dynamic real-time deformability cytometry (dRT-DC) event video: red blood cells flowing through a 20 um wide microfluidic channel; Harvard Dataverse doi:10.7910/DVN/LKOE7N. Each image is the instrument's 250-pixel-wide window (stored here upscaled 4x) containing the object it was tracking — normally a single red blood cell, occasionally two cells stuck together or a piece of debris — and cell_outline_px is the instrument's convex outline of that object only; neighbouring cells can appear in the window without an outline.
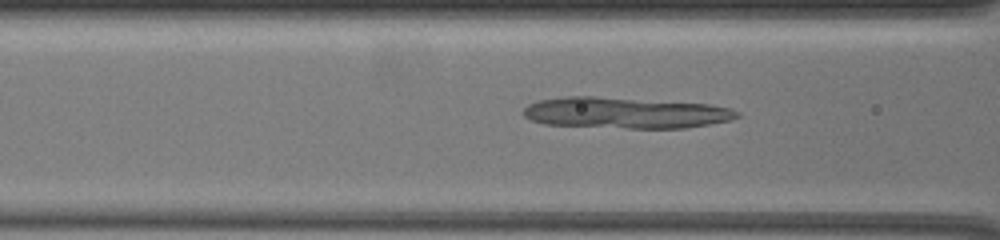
{"species": "common noctule bat (a hibernating species)", "species_latin": "Nyctalus noctula", "temperature_condition": "warm", "stored_images_in_passage": 44, "camera_frame_rate_fps": 3000, "um_per_image_px": 0.085, "animal": {"sex": "female", "body_mass_g": 19.5, "forearm_length_mm": 54.1}, "frame": {"image": 1, "passage_image": 9, "time_ms": 2.667, "image_size_px": [1000, 240], "cell_outline_px": [[740, 116], [732, 120], [684, 128], [628, 128], [544, 124], [532, 120], [524, 116], [520, 112], [528, 104], [536, 100], [564, 96], [596, 96], [708, 104], [732, 108], [740, 112]], "centroid_in_image_um": [53.13, 9.58], "position_along_channel_um": 113.5, "area_um2": 38.96}}
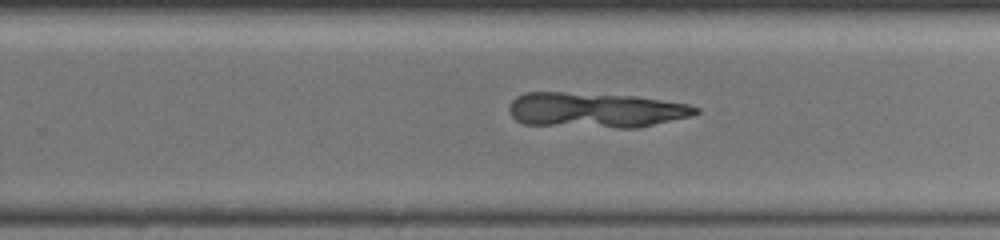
{"frame": {"image": 2, "passage_image": 24, "time_ms": 7.667, "image_size_px": [1000, 240], "cell_outline_px": [[700, 112], [692, 116], [636, 128], [616, 128], [524, 124], [516, 120], [508, 112], [508, 108], [512, 100], [516, 96], [524, 92], [564, 92], [636, 96], [688, 104], [700, 108]], "centroid_in_image_um": [50.61, 9.35], "position_along_channel_um": 279.2, "area_um2": 38.44}}
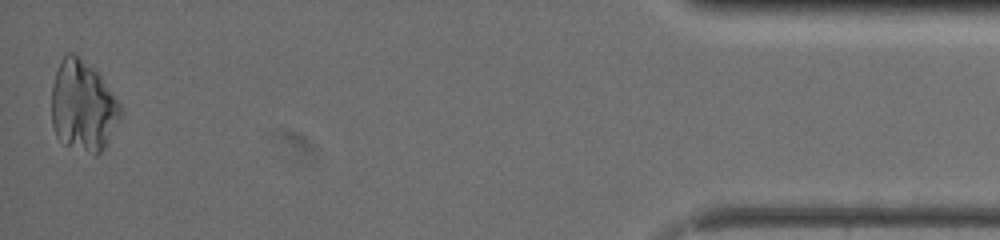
{"frame": {"image": 3, "passage_image": 44, "time_ms": 14.333, "image_size_px": [1000, 240], "cell_outline_px": [[120, 120], [104, 148], [96, 156], [68, 144], [60, 140], [56, 136], [52, 124], [52, 84], [56, 72], [64, 56], [68, 52], [76, 52], [100, 76], [120, 100]], "centroid_in_image_um": [7.06, 9.0], "position_along_channel_um": 428.1, "area_um2": 36.24}}